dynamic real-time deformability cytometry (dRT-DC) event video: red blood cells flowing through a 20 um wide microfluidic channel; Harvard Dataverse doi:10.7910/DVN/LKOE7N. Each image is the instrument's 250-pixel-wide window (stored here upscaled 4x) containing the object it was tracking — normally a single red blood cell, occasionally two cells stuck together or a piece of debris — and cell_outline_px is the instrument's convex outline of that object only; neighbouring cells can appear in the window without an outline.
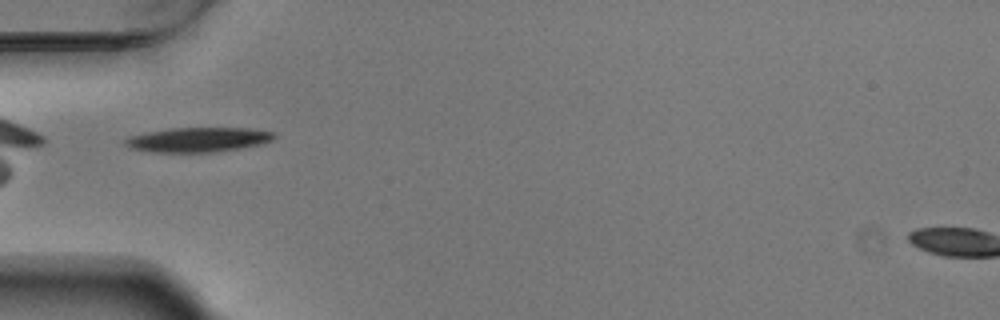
{"species": "Egyptian fruit bat (a non-hibernating species)", "species_latin": "Rousettus aegyptiacus", "temperature_condition": "warm", "stored_images_in_passage": 36, "camera_frame_rate_fps": 3000, "um_per_image_px": 0.085, "animal": {"sex": "male"}, "frame": {"image": 1, "passage_image": 1, "time_ms": 0.0, "image_size_px": [1000, 320], "cell_outline_px": [[276, 136], [272, 140], [260, 144], [212, 152], [156, 152], [132, 148], [124, 144], [124, 140], [132, 136], [148, 132], [168, 128], [248, 128], [276, 132]], "centroid_in_image_um": [16.87, 11.86], "position_along_channel_um": 68.1, "area_um2": 21.04}}
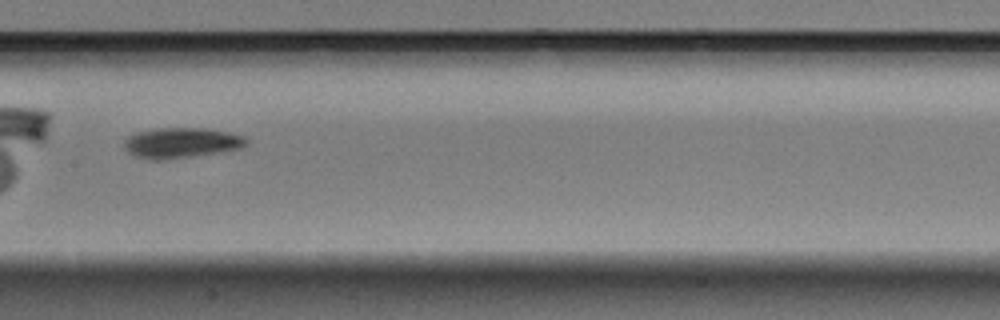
{"frame": {"image": 2, "passage_image": 11, "time_ms": 3.333, "image_size_px": [1000, 320], "cell_outline_px": [[248, 140], [240, 148], [216, 152], [160, 160], [148, 160], [132, 156], [124, 148], [124, 140], [128, 136], [136, 132], [156, 128], [204, 128], [228, 132], [244, 136]], "centroid_in_image_um": [15.32, 12.13], "position_along_channel_um": 192.1, "area_um2": 21.44}}
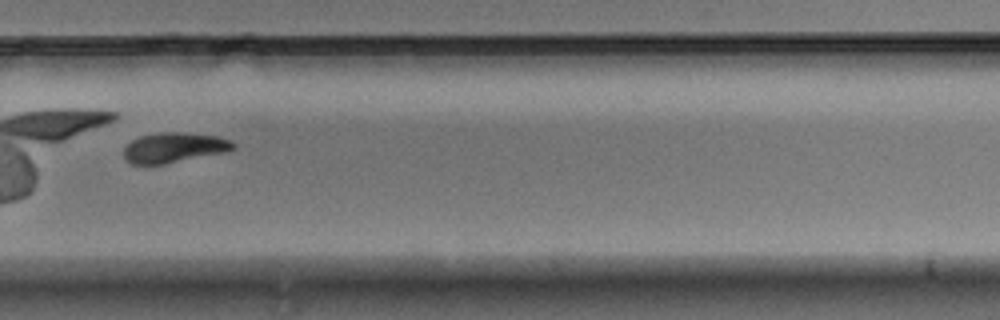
{"frame": {"image": 3, "passage_image": 21, "time_ms": 6.667, "image_size_px": [1000, 320], "cell_outline_px": [[236, 144], [228, 152], [164, 164], [132, 164], [124, 156], [124, 148], [132, 140], [140, 136], [160, 132], [180, 132], [216, 136], [228, 140]], "centroid_in_image_um": [14.79, 12.55], "position_along_channel_um": 315.0, "area_um2": 19.02}, "authors_computed_cell_mechanics": {"area_um2": 21.097, "velocity_mm_per_s": 3.702, "shape_relaxation_time_tau1_ms": 2.083, "shape_relaxation_time_tau2_ms": null, "deformation_change_tau1": 0.134, "deformation_change_tau2": null}}